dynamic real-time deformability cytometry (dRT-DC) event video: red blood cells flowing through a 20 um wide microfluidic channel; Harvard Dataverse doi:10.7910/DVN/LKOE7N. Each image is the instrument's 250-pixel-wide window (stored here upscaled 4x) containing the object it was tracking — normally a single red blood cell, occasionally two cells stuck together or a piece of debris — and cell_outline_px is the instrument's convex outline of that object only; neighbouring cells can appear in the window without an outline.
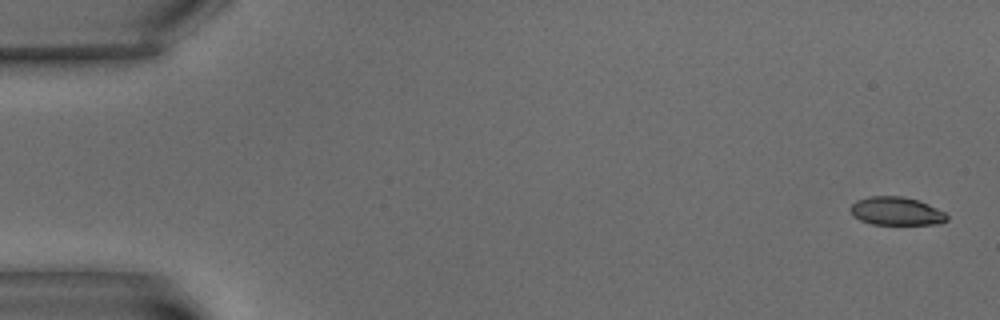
{"species": "common noctule bat (a hibernating species)", "species_latin": "Nyctalus noctula", "temperature_condition": "warm", "stored_images_in_passage": 3, "camera_frame_rate_fps": 3000, "um_per_image_px": 0.085, "animal": {"sex": "male", "body_mass_g": 15.6}, "frame": {"image": 1, "passage_image": 1, "time_ms": 0.0, "image_size_px": [1000, 320], "cell_outline_px": [[948, 220], [940, 224], [872, 224], [860, 220], [852, 216], [848, 208], [856, 200], [868, 196], [900, 196], [916, 200], [928, 204], [944, 212], [948, 216]], "centroid_in_image_um": [76.15, 17.95], "position_along_channel_um": 8.9, "area_um2": 15.95}}